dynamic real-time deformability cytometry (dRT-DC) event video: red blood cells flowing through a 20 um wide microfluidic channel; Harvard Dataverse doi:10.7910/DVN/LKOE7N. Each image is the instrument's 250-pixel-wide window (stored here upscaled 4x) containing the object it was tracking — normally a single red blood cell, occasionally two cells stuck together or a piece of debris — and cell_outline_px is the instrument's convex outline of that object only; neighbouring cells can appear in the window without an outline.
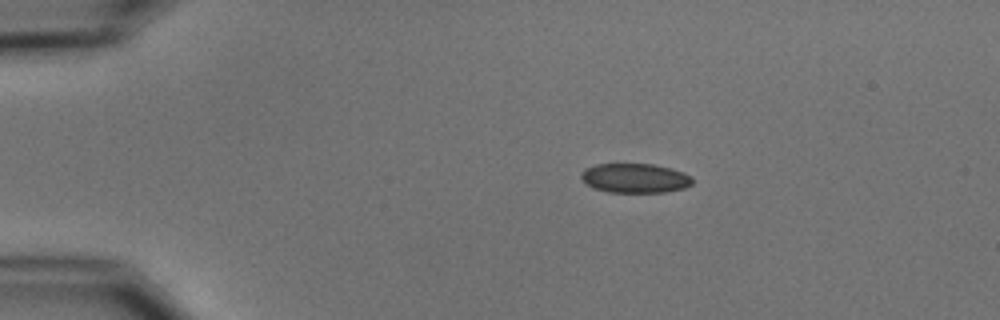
{"species": "common noctule bat (a hibernating species)", "species_latin": "Nyctalus noctula", "temperature_condition": "cold", "stored_images_in_passage": 45, "camera_frame_rate_fps": 3000, "um_per_image_px": 0.085, "animal": {"sex": "male", "body_mass_g": 15.6}, "frame": {"image": 1, "passage_image": 1, "time_ms": 0.0, "image_size_px": [1000, 320], "cell_outline_px": [[692, 184], [684, 188], [664, 192], [608, 192], [596, 188], [588, 184], [580, 176], [580, 172], [584, 168], [596, 164], [652, 164], [672, 168], [684, 172], [692, 176]], "centroid_in_image_um": [53.99, 15.13], "position_along_channel_um": 31.0, "area_um2": 19.07}}
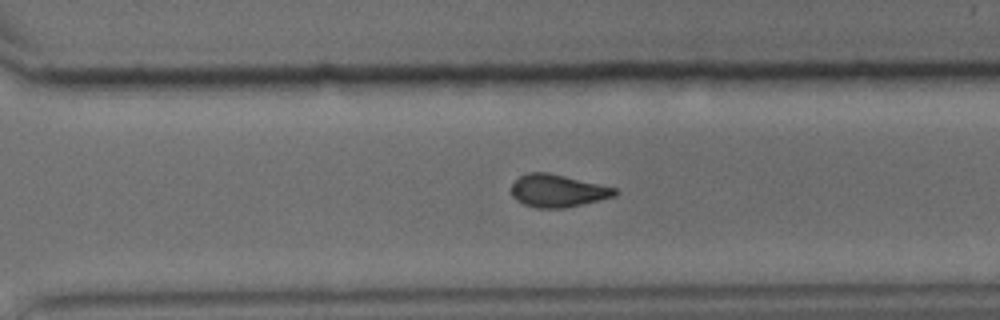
{"frame": {"image": 2, "passage_image": 29, "time_ms": 9.333, "image_size_px": [1000, 320], "cell_outline_px": [[620, 192], [616, 196], [564, 208], [536, 208], [524, 204], [516, 200], [512, 196], [512, 184], [520, 176], [528, 172], [548, 172], [616, 188]], "centroid_in_image_um": [47.4, 16.21], "position_along_channel_um": 323.2, "area_um2": 19.59}}
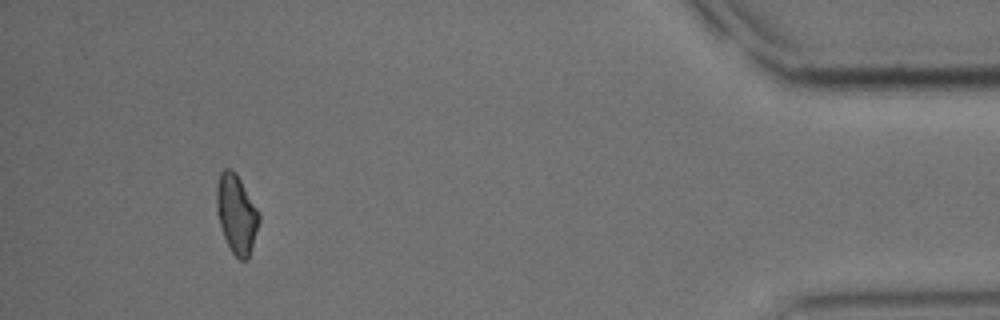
{"frame": {"image": 3, "passage_image": 41, "time_ms": 13.333, "image_size_px": [1000, 320], "cell_outline_px": [[260, 220], [248, 260], [240, 260], [232, 252], [224, 236], [216, 212], [216, 188], [220, 172], [224, 168], [232, 168], [236, 172], [260, 212]], "centroid_in_image_um": [20.1, 18.15], "position_along_channel_um": 415.1, "area_um2": 19.65}, "authors_computed_cell_mechanics": {"area_um2": 20.0566, "velocity_mm_per_s": 3.7311, "shape_relaxation_time_tau1_ms": 3.8691, "shape_relaxation_time_tau2_ms": 2.4176, "deformation_change_tau1": 0.1067, "deformation_change_tau2": 0.0657}}